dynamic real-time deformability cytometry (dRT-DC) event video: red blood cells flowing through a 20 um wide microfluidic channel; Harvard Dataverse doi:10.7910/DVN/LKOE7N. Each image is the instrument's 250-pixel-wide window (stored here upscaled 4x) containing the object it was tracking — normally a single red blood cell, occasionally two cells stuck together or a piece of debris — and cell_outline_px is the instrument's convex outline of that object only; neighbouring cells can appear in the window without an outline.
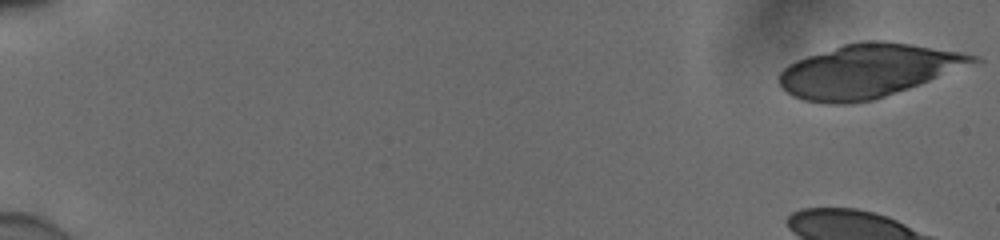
{"species": "human", "species_latin": "Homo sapiens", "temperature_condition": "cold", "stored_images_in_passage": 22, "camera_frame_rate_fps": 3000, "um_per_image_px": 0.085, "donor": {"sex": "male"}, "frame": {"image": 1, "passage_image": 1, "time_ms": 0.0, "image_size_px": [1000, 240], "cell_outline_px": [[984, 60], [920, 84], [872, 100], [852, 104], [824, 104], [804, 100], [792, 96], [776, 80], [780, 72], [788, 64], [796, 60], [844, 44], [860, 40], [880, 40], [912, 44], [964, 52], [980, 56]], "centroid_in_image_um": [73.8, 6.01], "position_along_channel_um": 11.2, "area_um2": 60.34}}